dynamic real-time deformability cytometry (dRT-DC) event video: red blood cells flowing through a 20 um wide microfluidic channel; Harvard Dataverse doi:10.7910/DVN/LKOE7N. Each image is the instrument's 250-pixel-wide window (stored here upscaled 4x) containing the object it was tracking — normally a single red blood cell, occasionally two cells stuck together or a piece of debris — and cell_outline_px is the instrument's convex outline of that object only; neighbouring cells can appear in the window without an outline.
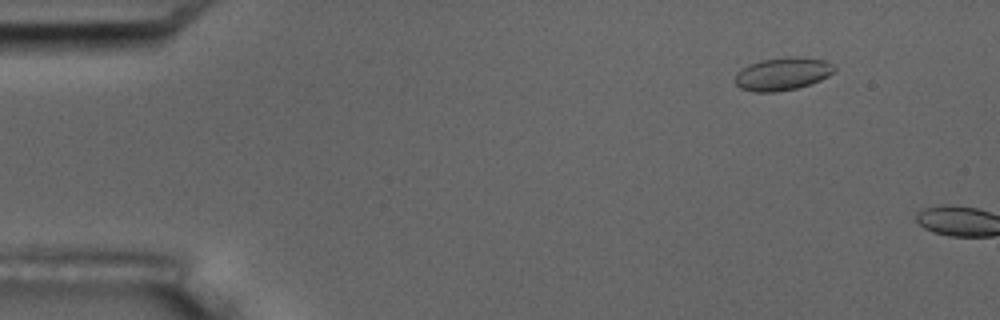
{"species": "common noctule bat (a hibernating species)", "species_latin": "Nyctalus noctula", "temperature_condition": "room temperature", "stored_images_in_passage": 3, "camera_frame_rate_fps": 3000, "um_per_image_px": 0.085, "animal": {"sex": "male", "body_mass_g": 17.5, "forearm_length_mm": 52.3}, "frame": {"image": 1, "passage_image": 2, "time_ms": 1.0, "image_size_px": [1000, 320], "cell_outline_px": [[836, 68], [828, 76], [812, 84], [796, 88], [776, 92], [756, 92], [740, 88], [736, 84], [736, 76], [744, 68], [752, 64], [764, 60], [792, 56], [796, 56], [824, 60], [832, 64]], "centroid_in_image_um": [66.57, 6.29], "position_along_channel_um": 18.4, "area_um2": 18.61}}